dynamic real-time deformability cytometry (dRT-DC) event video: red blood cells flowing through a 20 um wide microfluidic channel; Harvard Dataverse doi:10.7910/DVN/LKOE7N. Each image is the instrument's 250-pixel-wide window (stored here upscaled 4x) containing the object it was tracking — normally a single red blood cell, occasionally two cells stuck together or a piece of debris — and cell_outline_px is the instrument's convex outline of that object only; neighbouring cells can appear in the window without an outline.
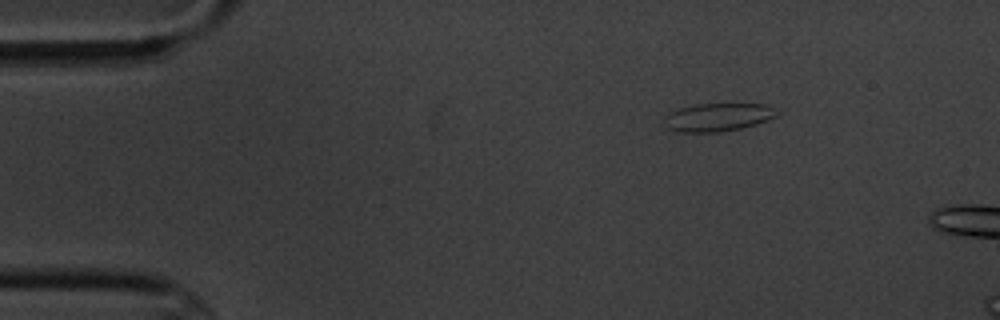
{"species": "common noctule bat (a hibernating species)", "species_latin": "Nyctalus noctula", "temperature_condition": "cold", "stored_images_in_passage": 3, "camera_frame_rate_fps": 3000, "um_per_image_px": 0.085, "animal": {"sex": "male", "body_mass_g": 20.1, "forearm_length_mm": 53.5}, "frame": {"image": 1, "passage_image": 1, "time_ms": 0.0, "image_size_px": [1000, 320], "cell_outline_px": [[780, 112], [776, 116], [768, 120], [756, 124], [740, 128], [720, 132], [676, 132], [668, 128], [664, 124], [668, 116], [672, 112], [680, 108], [696, 104], [768, 104]], "centroid_in_image_um": [61.07, 9.96], "position_along_channel_um": 23.9, "area_um2": 18.32}}